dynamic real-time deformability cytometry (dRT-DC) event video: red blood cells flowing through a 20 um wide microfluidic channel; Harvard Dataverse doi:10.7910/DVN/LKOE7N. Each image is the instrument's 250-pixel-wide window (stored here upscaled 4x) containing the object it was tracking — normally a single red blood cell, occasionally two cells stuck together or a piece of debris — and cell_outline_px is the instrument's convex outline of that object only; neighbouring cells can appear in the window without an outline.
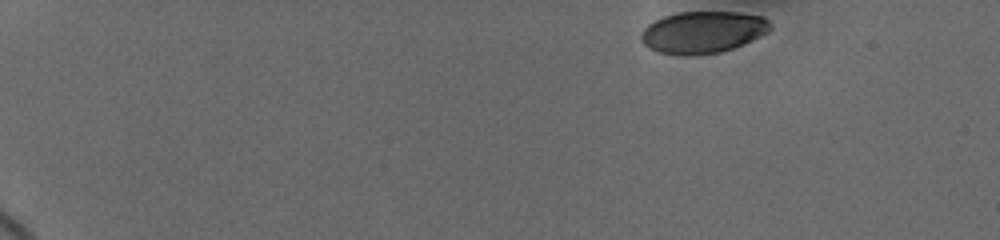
{"species": "human", "species_latin": "Homo sapiens", "temperature_condition": "cold", "stored_images_in_passage": 47, "camera_frame_rate_fps": 3000, "um_per_image_px": 0.085, "donor": {"sex": "female"}, "frame": {"image": 1, "passage_image": 1, "time_ms": 0.0, "image_size_px": [1000, 240], "cell_outline_px": [[772, 28], [768, 32], [744, 44], [720, 52], [692, 56], [684, 56], [660, 52], [648, 48], [640, 40], [640, 32], [648, 24], [664, 16], [680, 12], [740, 12], [764, 16], [772, 24]], "centroid_in_image_um": [59.75, 2.74], "position_along_channel_um": 25.3, "area_um2": 31.85}}
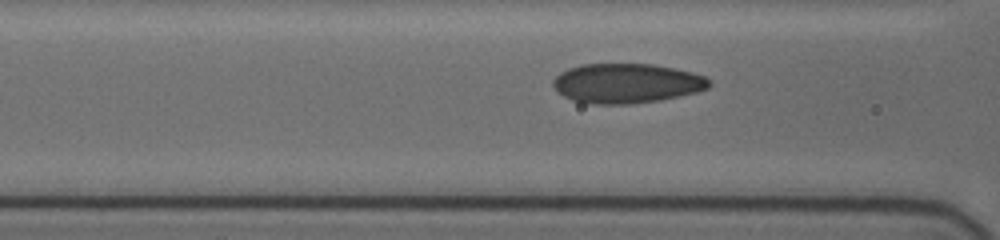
{"frame": {"image": 2, "passage_image": 39, "time_ms": 6.0, "image_size_px": [1000, 240], "cell_outline_px": [[712, 84], [708, 88], [696, 92], [660, 100], [628, 104], [592, 104], [572, 100], [556, 92], [552, 84], [552, 80], [560, 72], [568, 68], [580, 64], [652, 64], [692, 72], [704, 76], [712, 80]], "centroid_in_image_um": [53.24, 7.08], "position_along_channel_um": 113.4, "area_um2": 36.24}}
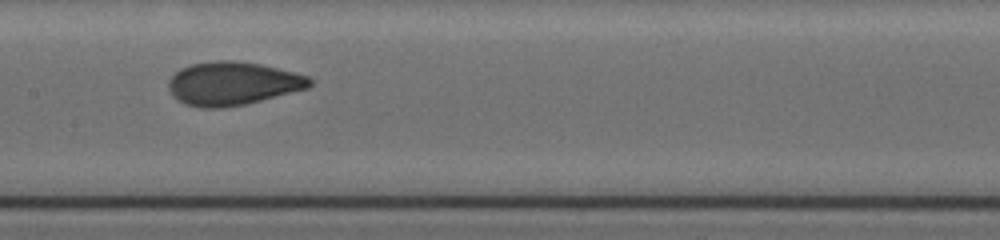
{"frame": {"image": 3, "passage_image": 46, "time_ms": 8.0, "image_size_px": [1000, 240], "cell_outline_px": [[312, 84], [308, 88], [244, 104], [224, 108], [200, 108], [184, 104], [176, 100], [172, 96], [168, 88], [168, 80], [180, 68], [192, 64], [212, 60], [232, 60], [260, 64], [308, 76], [312, 80]], "centroid_in_image_um": [19.72, 7.1], "position_along_channel_um": 187.7, "area_um2": 35.72}}